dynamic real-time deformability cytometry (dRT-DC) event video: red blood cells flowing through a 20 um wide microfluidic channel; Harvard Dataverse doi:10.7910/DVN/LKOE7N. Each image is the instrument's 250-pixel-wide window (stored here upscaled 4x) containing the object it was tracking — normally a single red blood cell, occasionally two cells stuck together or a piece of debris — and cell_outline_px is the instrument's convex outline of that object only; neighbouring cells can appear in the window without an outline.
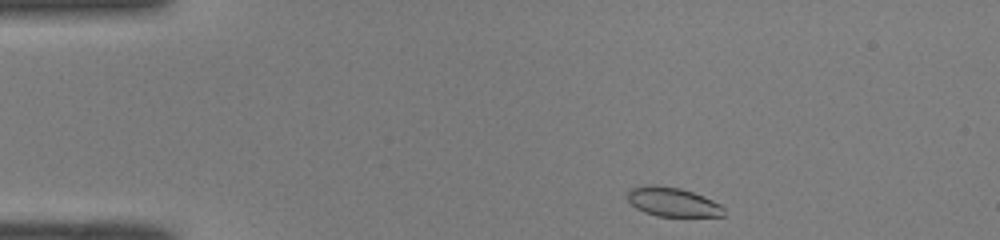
{"species": "common noctule bat (a hibernating species)", "species_latin": "Nyctalus noctula", "temperature_condition": "room temperature", "stored_images_in_passage": 42, "camera_frame_rate_fps": 3000, "um_per_image_px": 0.085, "animal": {"sex": "male", "body_mass_g": 19.0, "forearm_length_mm": 50.8}, "frame": {"image": 1, "passage_image": 1, "time_ms": 0.0, "image_size_px": [1000, 240], "cell_outline_px": [[724, 216], [656, 216], [644, 212], [636, 208], [628, 200], [628, 192], [632, 188], [648, 184], [656, 184], [680, 188], [704, 196], [720, 204], [724, 208]], "centroid_in_image_um": [57.17, 17.16], "position_along_channel_um": 27.8, "area_um2": 16.36}}
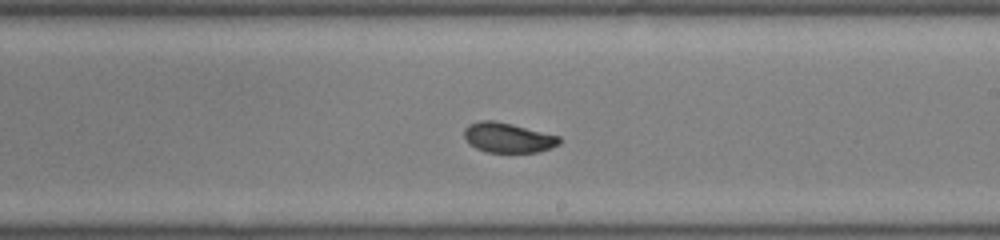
{"frame": {"image": 2, "passage_image": 22, "time_ms": 7.0, "image_size_px": [1000, 240], "cell_outline_px": [[560, 144], [536, 152], [488, 152], [476, 148], [468, 144], [464, 136], [464, 128], [468, 124], [480, 120], [492, 120], [512, 124], [560, 136]], "centroid_in_image_um": [43.13, 11.69], "position_along_channel_um": 245.9, "area_um2": 16.53}}
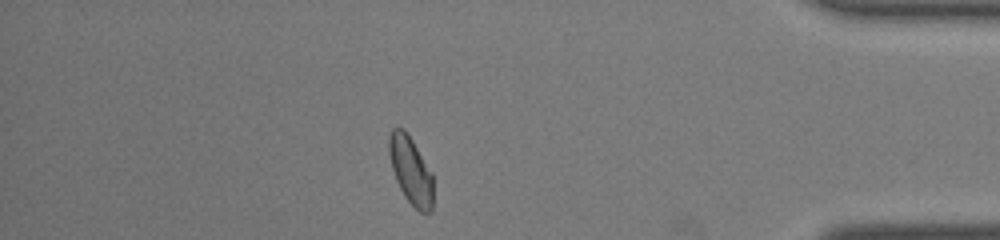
{"frame": {"image": 3, "passage_image": 36, "time_ms": 11.667, "image_size_px": [1000, 240], "cell_outline_px": [[432, 212], [420, 212], [404, 196], [396, 180], [392, 168], [388, 152], [388, 136], [392, 128], [404, 128], [412, 140], [432, 172]], "centroid_in_image_um": [34.9, 14.46], "position_along_channel_um": 400.3, "area_um2": 17.28}, "authors_computed_cell_mechanics": {"area_um2": 17.2533, "velocity_mm_per_s": 4.0604, "shape_relaxation_time_tau1_ms": 4.0812, "shape_relaxation_time_tau2_ms": 1.228, "deformation_change_tau1": 0.1249, "deformation_change_tau2": 0.0362}}